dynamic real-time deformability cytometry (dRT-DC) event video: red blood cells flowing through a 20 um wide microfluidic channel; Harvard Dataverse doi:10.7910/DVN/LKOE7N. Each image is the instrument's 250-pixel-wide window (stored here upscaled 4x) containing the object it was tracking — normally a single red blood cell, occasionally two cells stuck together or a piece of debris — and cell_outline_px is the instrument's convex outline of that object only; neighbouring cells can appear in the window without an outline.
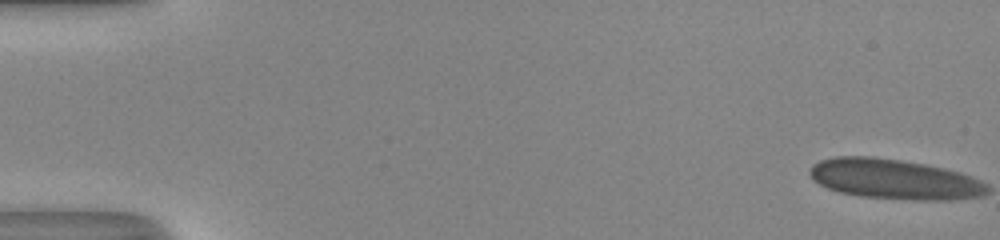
{"species": "human", "species_latin": "Homo sapiens", "temperature_condition": "room temperature", "stored_images_in_passage": 53, "camera_frame_rate_fps": 3000, "um_per_image_px": 0.085, "donor": {"sex": "male"}, "frame": {"image": 1, "passage_image": 1, "time_ms": 0.0, "image_size_px": [1000, 240], "cell_outline_px": [[984, 192], [964, 196], [876, 196], [844, 192], [832, 188], [816, 180], [812, 176], [812, 168], [816, 164], [824, 160], [888, 160], [916, 164], [936, 168], [952, 172], [964, 176], [980, 184], [984, 188]], "centroid_in_image_um": [75.86, 15.21], "position_along_channel_um": 9.1, "area_um2": 34.56}}
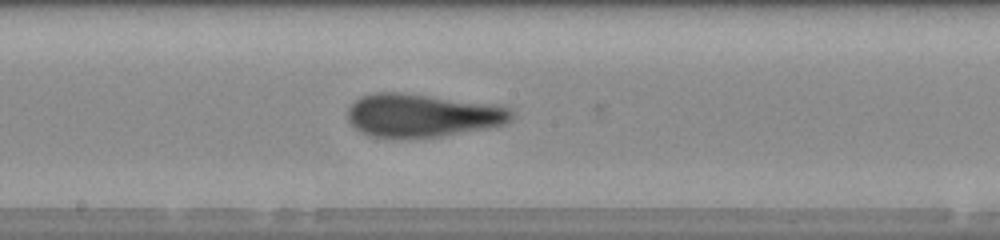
{"frame": {"image": 2, "passage_image": 29, "time_ms": 9.333, "image_size_px": [1000, 240], "cell_outline_px": [[508, 116], [504, 120], [496, 124], [444, 132], [416, 136], [388, 136], [368, 132], [360, 128], [352, 120], [352, 108], [360, 100], [368, 96], [412, 96], [500, 108], [508, 112]], "centroid_in_image_um": [35.76, 9.83], "position_along_channel_um": 212.4, "area_um2": 33.81}}
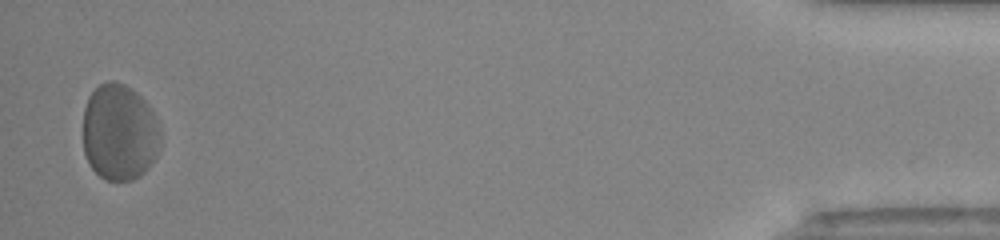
{"frame": {"image": 3, "passage_image": 51, "time_ms": 16.667, "image_size_px": [1000, 240], "cell_outline_px": [[148, 160], [144, 168], [136, 176], [128, 180], [108, 180], [100, 176], [92, 168], [84, 152], [84, 112], [88, 100], [92, 92], [100, 84], [120, 84], [128, 88], [132, 92], [140, 104]], "centroid_in_image_um": [9.74, 11.31], "position_along_channel_um": 425.5, "area_um2": 36.53}}